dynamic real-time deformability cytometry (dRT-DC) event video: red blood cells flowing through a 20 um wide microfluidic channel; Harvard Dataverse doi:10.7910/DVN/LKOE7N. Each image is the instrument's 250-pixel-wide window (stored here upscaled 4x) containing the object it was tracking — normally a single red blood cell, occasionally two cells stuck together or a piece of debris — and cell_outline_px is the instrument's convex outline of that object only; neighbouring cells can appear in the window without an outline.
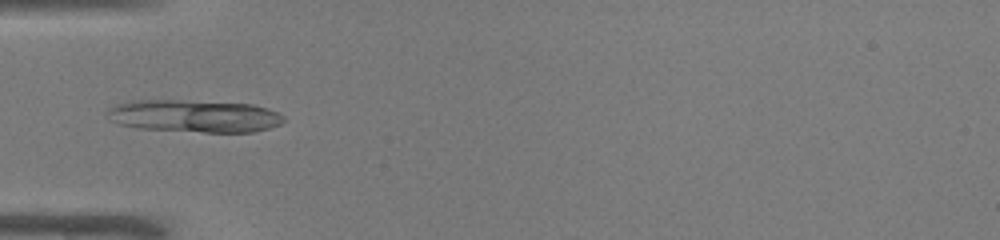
{"species": "common noctule bat (a hibernating species)", "species_latin": "Nyctalus noctula", "temperature_condition": "warm", "stored_images_in_passage": 35, "camera_frame_rate_fps": 3000, "um_per_image_px": 0.085, "animal": {"sex": "male", "body_mass_g": 19.0, "forearm_length_mm": 50.8}, "frame": {"image": 1, "passage_image": 7, "time_ms": 2.0, "image_size_px": [1000, 240], "cell_outline_px": [[284, 120], [280, 124], [268, 128], [252, 132], [204, 132], [136, 128], [120, 124], [112, 120], [104, 112], [108, 108], [116, 104], [132, 100], [180, 100], [252, 104], [268, 108], [284, 116]], "centroid_in_image_um": [16.48, 9.86], "position_along_channel_um": 68.5, "area_um2": 33.41}}
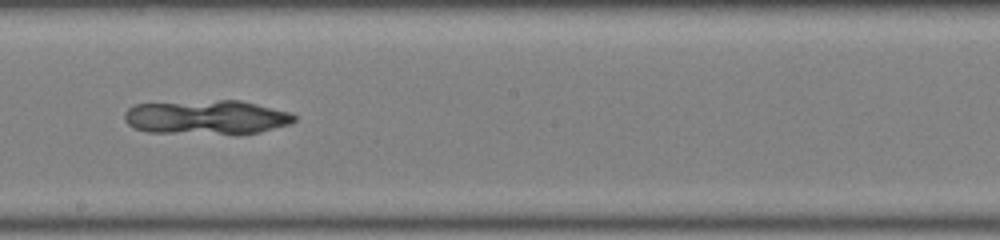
{"frame": {"image": 2, "passage_image": 19, "time_ms": 6.0, "image_size_px": [1000, 240], "cell_outline_px": [[296, 120], [288, 124], [260, 132], [236, 136], [148, 132], [136, 128], [128, 124], [124, 120], [124, 112], [128, 108], [136, 104], [220, 100], [240, 100], [292, 112], [296, 116]], "centroid_in_image_um": [17.59, 10.0], "position_along_channel_um": 230.6, "area_um2": 34.68}}
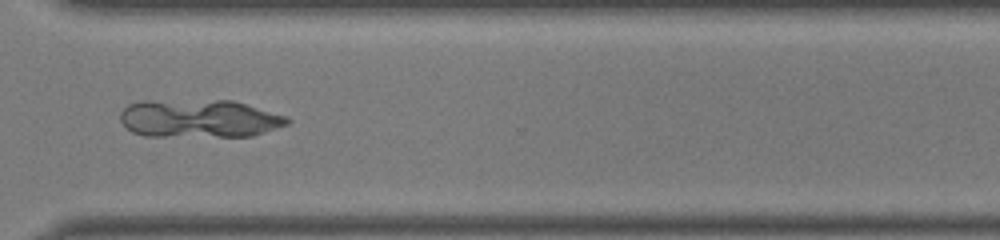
{"frame": {"image": 3, "passage_image": 28, "time_ms": 9.0, "image_size_px": [1000, 240], "cell_outline_px": [[292, 120], [288, 124], [252, 136], [144, 136], [132, 132], [120, 120], [120, 112], [128, 104], [140, 100], [232, 100], [288, 116]], "centroid_in_image_um": [16.92, 10.06], "position_along_channel_um": 353.7, "area_um2": 37.34}}